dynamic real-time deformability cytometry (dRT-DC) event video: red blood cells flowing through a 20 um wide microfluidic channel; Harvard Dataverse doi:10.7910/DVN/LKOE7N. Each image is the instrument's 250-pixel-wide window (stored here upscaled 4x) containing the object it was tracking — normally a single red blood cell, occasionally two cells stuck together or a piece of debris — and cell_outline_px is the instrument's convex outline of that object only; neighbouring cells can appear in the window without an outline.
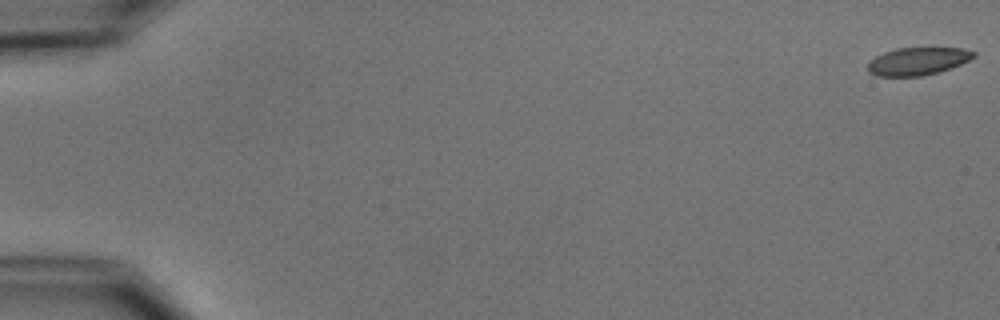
{"species": "common noctule bat (a hibernating species)", "species_latin": "Nyctalus noctula", "temperature_condition": "cold", "stored_images_in_passage": 55, "camera_frame_rate_fps": 3000, "um_per_image_px": 0.085, "animal": {"sex": "male", "body_mass_g": 15.6}, "frame": {"image": 1, "passage_image": 1, "time_ms": 0.0, "image_size_px": [1000, 320], "cell_outline_px": [[976, 56], [960, 64], [936, 72], [920, 76], [876, 76], [868, 72], [868, 64], [876, 56], [884, 52], [896, 48], [960, 48], [976, 52]], "centroid_in_image_um": [77.98, 5.2], "position_along_channel_um": 7.0, "area_um2": 16.82}}
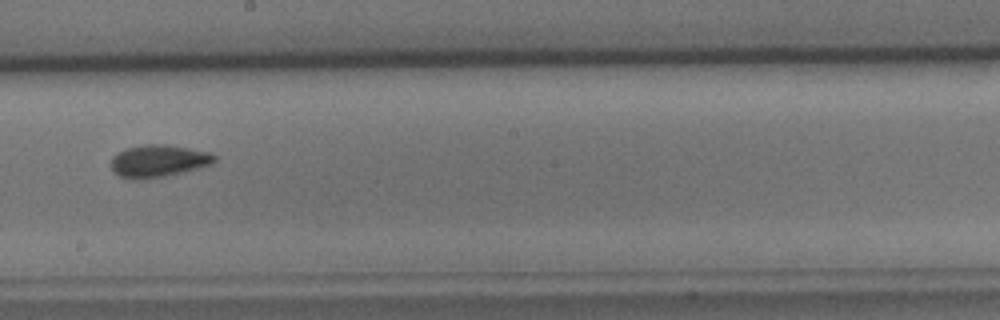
{"frame": {"image": 2, "passage_image": 32, "time_ms": 10.333, "image_size_px": [1000, 320], "cell_outline_px": [[216, 160], [212, 164], [184, 172], [164, 176], [140, 180], [132, 180], [120, 176], [112, 168], [112, 156], [124, 148], [144, 144], [164, 144], [212, 152], [216, 156]], "centroid_in_image_um": [13.48, 13.68], "position_along_channel_um": 234.7, "area_um2": 19.59}}
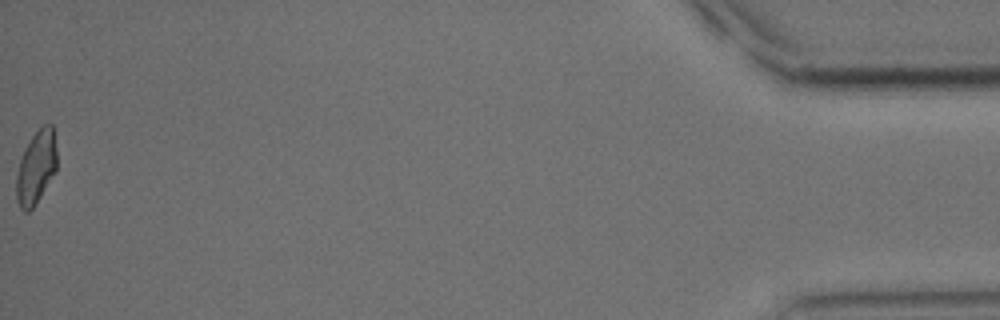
{"frame": {"image": 3, "passage_image": 55, "time_ms": 18.0, "image_size_px": [1000, 320], "cell_outline_px": [[56, 172], [36, 204], [28, 212], [24, 212], [20, 208], [16, 200], [16, 176], [20, 160], [24, 148], [32, 136], [44, 124], [52, 124], [56, 148]], "centroid_in_image_um": [3.06, 14.26], "position_along_channel_um": 432.1, "area_um2": 17.4}, "authors_computed_cell_mechanics": {"area_um2": 18.1492, "velocity_mm_per_s": 3.7547, "shape_relaxation_time_tau1_ms": 4.2991, "shape_relaxation_time_tau2_ms": 2.667, "deformation_change_tau1": 0.1285, "deformation_change_tau2": 0.0824}}